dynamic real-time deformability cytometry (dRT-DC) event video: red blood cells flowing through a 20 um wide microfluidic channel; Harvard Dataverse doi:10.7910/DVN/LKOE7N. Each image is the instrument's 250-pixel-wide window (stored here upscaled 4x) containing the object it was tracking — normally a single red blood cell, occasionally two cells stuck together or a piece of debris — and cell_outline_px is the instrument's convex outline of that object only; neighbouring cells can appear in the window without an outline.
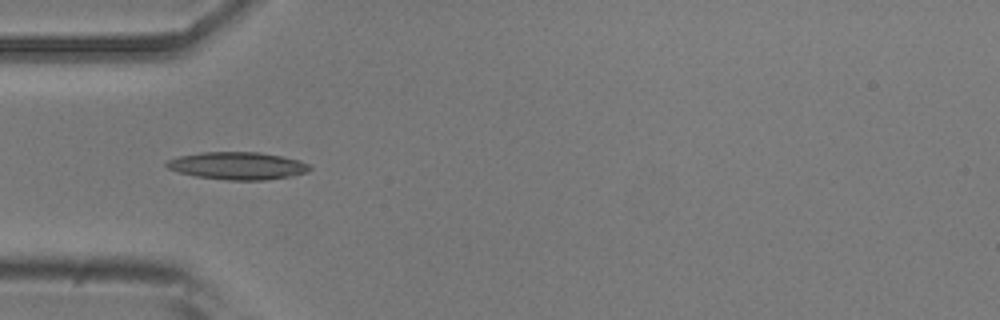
{"species": "common noctule bat (a hibernating species)", "species_latin": "Nyctalus noctula", "temperature_condition": "room temperature", "stored_images_in_passage": 6, "camera_frame_rate_fps": 3000, "um_per_image_px": 0.085, "animal": {"sex": "male", "body_mass_g": 20.5, "forearm_length_mm": 52.5}, "frame": {"image": 1, "passage_image": 3, "time_ms": 0.667, "image_size_px": [1000, 320], "cell_outline_px": [[312, 168], [308, 172], [288, 176], [264, 180], [228, 180], [196, 176], [180, 172], [168, 168], [164, 164], [168, 160], [180, 156], [200, 152], [260, 152], [300, 160], [308, 164]], "centroid_in_image_um": [20.2, 14.08], "position_along_channel_um": 64.8, "area_um2": 22.77}}
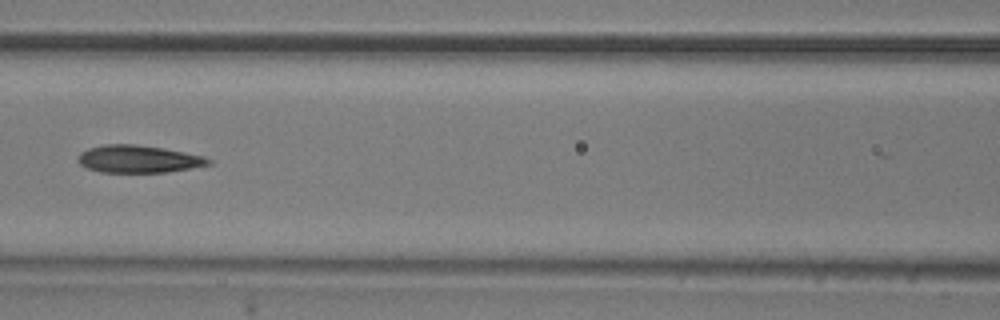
{"frame": {"image": 2, "passage_image": 5, "time_ms": 1.333, "image_size_px": [1000, 320], "cell_outline_px": [[212, 164], [168, 172], [100, 172], [88, 168], [80, 164], [76, 160], [80, 152], [88, 148], [104, 144], [132, 144], [164, 148], [204, 156], [212, 160]], "centroid_in_image_um": [11.75, 13.51], "position_along_channel_um": 154.8, "area_um2": 20.92}}
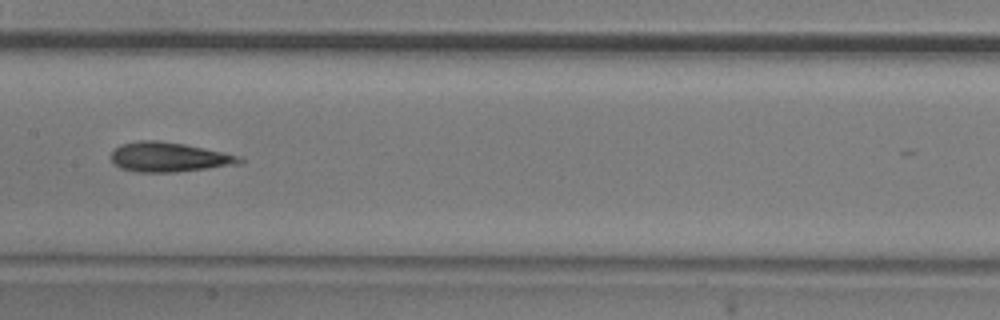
{"frame": {"image": 3, "passage_image": 6, "time_ms": 1.667, "image_size_px": [1000, 320], "cell_outline_px": [[244, 160], [240, 164], [172, 172], [136, 172], [120, 168], [112, 160], [112, 152], [120, 144], [140, 140], [160, 140], [184, 144], [244, 156]], "centroid_in_image_um": [14.39, 13.34], "position_along_channel_um": 193.0, "area_um2": 22.14}}